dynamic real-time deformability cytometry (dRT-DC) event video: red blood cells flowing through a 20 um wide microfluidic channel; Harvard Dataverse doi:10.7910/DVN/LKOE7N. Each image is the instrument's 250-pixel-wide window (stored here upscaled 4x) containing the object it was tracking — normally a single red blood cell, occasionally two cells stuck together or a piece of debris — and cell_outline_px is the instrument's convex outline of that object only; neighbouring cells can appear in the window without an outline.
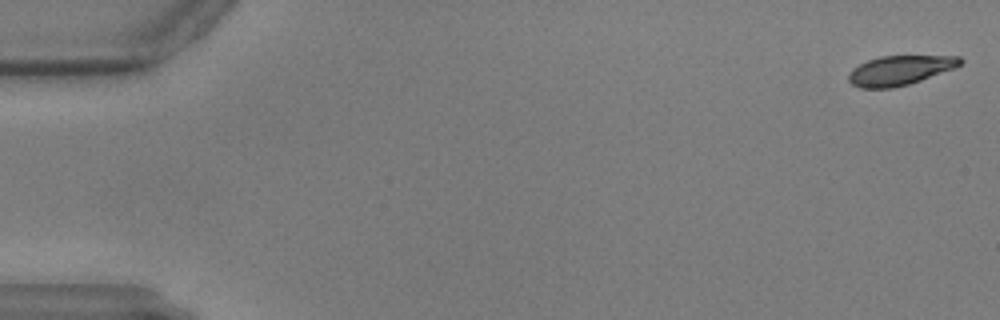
{"species": "common noctule bat (a hibernating species)", "species_latin": "Nyctalus noctula", "temperature_condition": "warm", "stored_images_in_passage": 60, "camera_frame_rate_fps": 3000, "um_per_image_px": 0.085, "animal": {"sex": "male", "body_mass_g": 17.9, "forearm_length_mm": 54.2}, "frame": {"image": 1, "passage_image": 2, "time_ms": 0.333, "image_size_px": [1000, 320], "cell_outline_px": [[964, 60], [956, 68], [908, 84], [892, 88], [860, 88], [852, 84], [848, 80], [848, 72], [852, 68], [868, 60], [880, 56], [960, 56]], "centroid_in_image_um": [76.48, 5.97], "position_along_channel_um": 8.5, "area_um2": 19.19}}
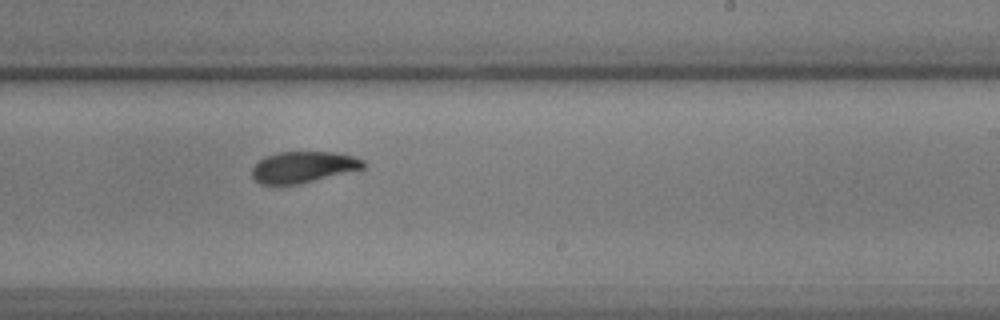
{"frame": {"image": 2, "passage_image": 37, "time_ms": 12.0, "image_size_px": [1000, 320], "cell_outline_px": [[368, 168], [300, 184], [280, 188], [260, 184], [252, 176], [252, 168], [264, 156], [280, 152], [336, 152], [352, 156], [364, 160], [368, 164]], "centroid_in_image_um": [25.79, 14.24], "position_along_channel_um": 263.2, "area_um2": 21.1}}
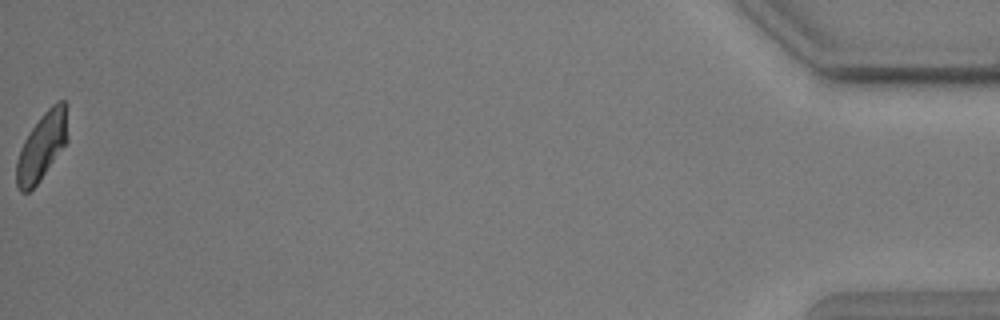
{"frame": {"image": 3, "passage_image": 60, "time_ms": 19.667, "image_size_px": [1000, 320], "cell_outline_px": [[68, 140], [40, 180], [28, 192], [20, 192], [16, 184], [16, 160], [20, 148], [24, 140], [40, 116], [56, 100], [64, 100], [68, 104]], "centroid_in_image_um": [3.59, 12.38], "position_along_channel_um": 431.6, "area_um2": 20.4}}